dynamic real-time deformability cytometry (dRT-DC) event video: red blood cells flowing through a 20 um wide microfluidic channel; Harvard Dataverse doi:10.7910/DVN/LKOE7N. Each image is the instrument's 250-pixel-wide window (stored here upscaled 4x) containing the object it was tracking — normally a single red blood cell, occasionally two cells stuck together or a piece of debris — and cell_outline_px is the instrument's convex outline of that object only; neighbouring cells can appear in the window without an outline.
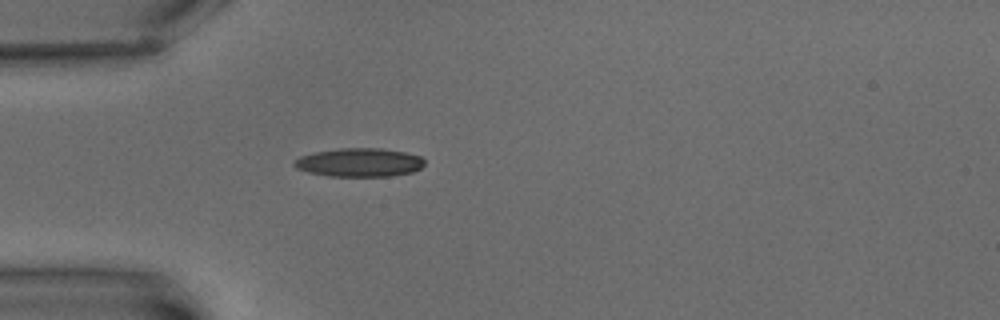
{"species": "common noctule bat (a hibernating species)", "species_latin": "Nyctalus noctula", "temperature_condition": "warm", "stored_images_in_passage": 7, "camera_frame_rate_fps": 3000, "um_per_image_px": 0.085, "animal": {"sex": "male", "body_mass_g": 15.6}, "frame": {"image": 1, "passage_image": 7, "time_ms": 7.0, "image_size_px": [1000, 320], "cell_outline_px": [[424, 164], [420, 168], [412, 172], [388, 176], [328, 176], [308, 172], [296, 168], [292, 164], [300, 156], [312, 152], [340, 148], [380, 148], [404, 152], [420, 156], [424, 160]], "centroid_in_image_um": [30.51, 13.8], "position_along_channel_um": 54.5, "area_um2": 21.68}}